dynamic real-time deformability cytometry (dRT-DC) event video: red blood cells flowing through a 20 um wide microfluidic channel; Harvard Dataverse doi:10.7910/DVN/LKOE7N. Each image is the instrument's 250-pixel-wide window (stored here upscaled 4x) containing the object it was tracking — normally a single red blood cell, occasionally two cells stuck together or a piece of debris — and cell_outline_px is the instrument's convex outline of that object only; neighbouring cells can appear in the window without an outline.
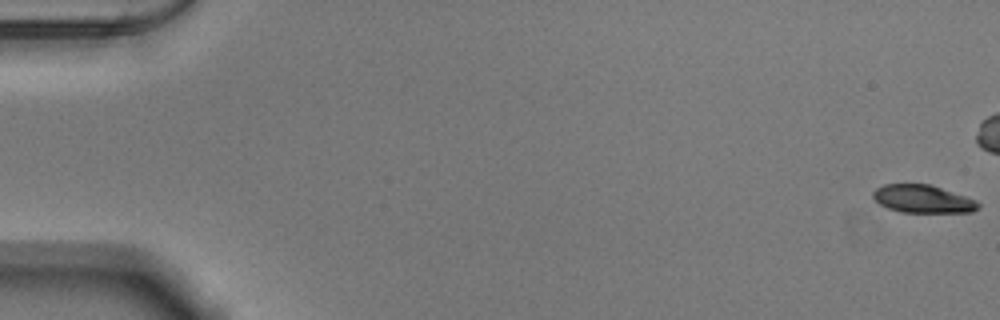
{"species": "Egyptian fruit bat (a non-hibernating species)", "species_latin": "Rousettus aegyptiacus", "temperature_condition": "warm", "stored_images_in_passage": 46, "camera_frame_rate_fps": 3000, "um_per_image_px": 0.085, "animal": {"sex": "male"}, "frame": {"image": 1, "passage_image": 1, "time_ms": 0.0, "image_size_px": [1000, 320], "cell_outline_px": [[980, 208], [972, 212], [900, 212], [888, 208], [880, 204], [872, 196], [872, 192], [876, 188], [884, 184], [932, 184], [976, 200], [980, 204]], "centroid_in_image_um": [78.45, 16.9], "position_along_channel_um": 6.6, "area_um2": 17.17}}
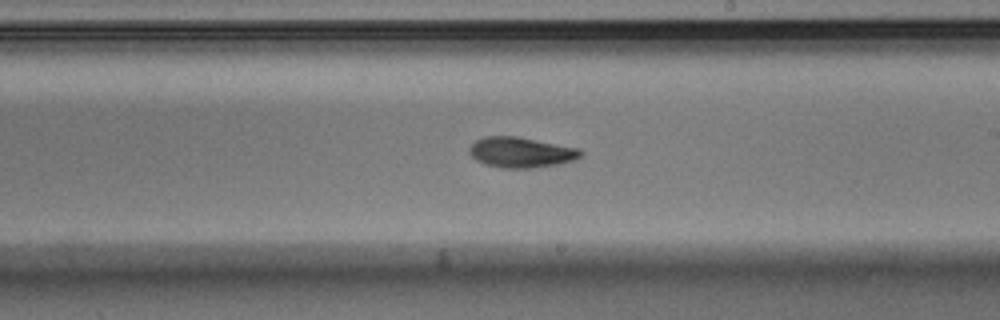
{"frame": {"image": 2, "passage_image": 32, "time_ms": 10.333, "image_size_px": [1000, 320], "cell_outline_px": [[584, 152], [580, 156], [572, 160], [556, 164], [532, 168], [504, 168], [484, 164], [476, 160], [468, 152], [468, 148], [476, 140], [484, 136], [516, 136], [580, 148]], "centroid_in_image_um": [44.26, 12.94], "position_along_channel_um": 244.7, "area_um2": 19.71}}
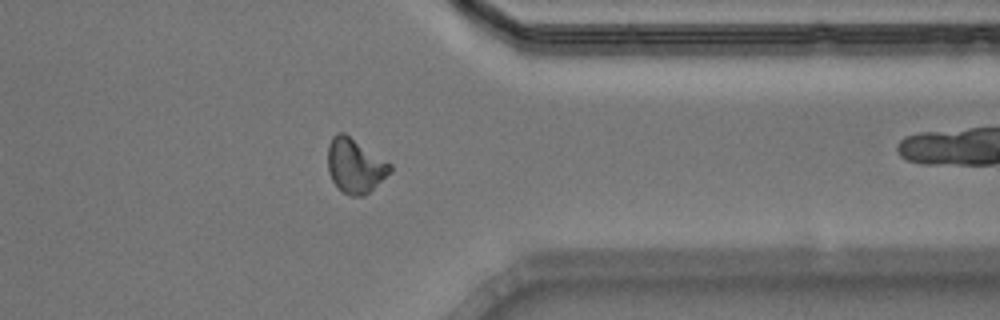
{"frame": {"image": 3, "passage_image": 43, "time_ms": 14.0, "image_size_px": [1000, 320], "cell_outline_px": [[392, 172], [364, 196], [352, 196], [344, 192], [332, 180], [328, 172], [328, 144], [332, 136], [336, 132], [344, 132], [392, 164]], "centroid_in_image_um": [30.19, 14.07], "position_along_channel_um": 381.2, "area_um2": 19.77}, "authors_computed_cell_mechanics": {"area_um2": 19.0451, "velocity_mm_per_s": 3.8903, "shape_relaxation_time_tau1_ms": 3.5205, "shape_relaxation_time_tau2_ms": 3.0512, "deformation_change_tau1": 0.1518, "deformation_change_tau2": 0.0877}}